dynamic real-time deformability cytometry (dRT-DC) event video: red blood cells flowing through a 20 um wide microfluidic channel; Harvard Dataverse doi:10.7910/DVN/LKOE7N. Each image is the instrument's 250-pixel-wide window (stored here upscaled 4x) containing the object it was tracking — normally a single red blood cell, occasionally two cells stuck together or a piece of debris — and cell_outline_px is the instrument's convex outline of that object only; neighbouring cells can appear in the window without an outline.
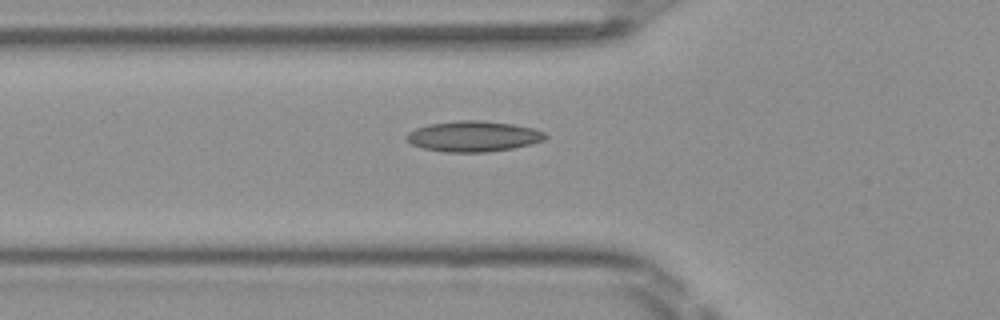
{"species": "Egyptian fruit bat (a non-hibernating species)", "species_latin": "Rousettus aegyptiacus", "temperature_condition": "room temperature", "stored_images_in_passage": 32, "camera_frame_rate_fps": 3000, "um_per_image_px": 0.085, "frame": {"image": 1, "passage_image": 4, "time_ms": 1.0, "image_size_px": [1000, 320], "cell_outline_px": [[548, 136], [544, 140], [532, 144], [512, 148], [488, 152], [444, 152], [424, 148], [412, 144], [404, 140], [404, 136], [408, 132], [416, 128], [428, 124], [460, 120], [480, 120], [512, 124], [532, 128], [544, 132]], "centroid_in_image_um": [40.21, 11.59], "position_along_channel_um": 85.6, "area_um2": 24.85}}
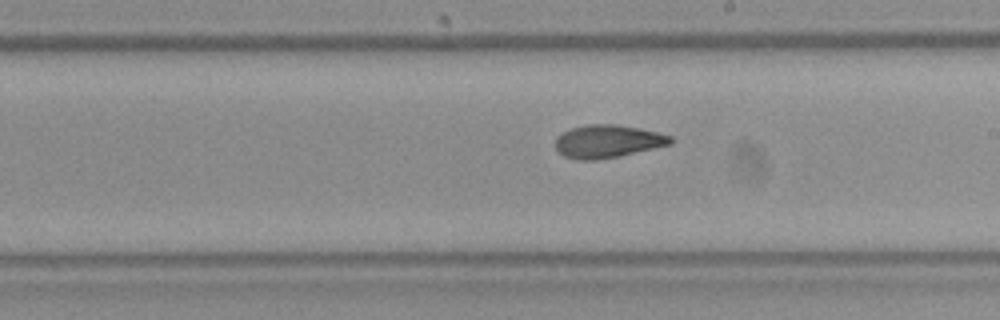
{"frame": {"image": 2, "passage_image": 15, "time_ms": 4.667, "image_size_px": [1000, 320], "cell_outline_px": [[676, 140], [672, 144], [620, 156], [596, 160], [576, 160], [564, 156], [556, 148], [556, 136], [572, 128], [588, 124], [616, 124], [640, 128], [672, 136]], "centroid_in_image_um": [51.69, 12.02], "position_along_channel_um": 237.3, "area_um2": 22.2}}
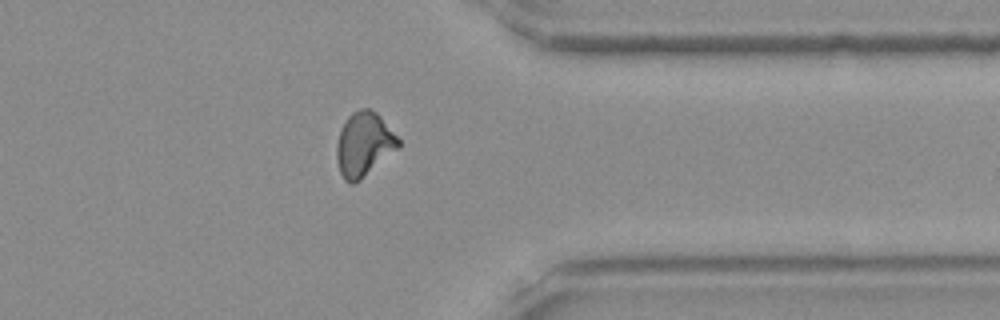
{"frame": {"image": 3, "passage_image": 26, "time_ms": 8.333, "image_size_px": [1000, 320], "cell_outline_px": [[400, 148], [360, 180], [352, 184], [348, 184], [344, 180], [340, 172], [336, 160], [336, 148], [340, 132], [348, 116], [352, 112], [360, 108], [368, 108], [376, 112], [380, 116], [400, 140]], "centroid_in_image_um": [30.94, 12.29], "position_along_channel_um": 380.5, "area_um2": 23.12}, "authors_computed_cell_mechanics": {"area_um2": 22.0796, "velocity_mm_per_s": 4.1165, "shape_relaxation_time_tau1_ms": 7.5607, "shape_relaxation_time_tau2_ms": 2.5029, "deformation_change_tau1": 0.1932, "deformation_change_tau2": 0.0873}}